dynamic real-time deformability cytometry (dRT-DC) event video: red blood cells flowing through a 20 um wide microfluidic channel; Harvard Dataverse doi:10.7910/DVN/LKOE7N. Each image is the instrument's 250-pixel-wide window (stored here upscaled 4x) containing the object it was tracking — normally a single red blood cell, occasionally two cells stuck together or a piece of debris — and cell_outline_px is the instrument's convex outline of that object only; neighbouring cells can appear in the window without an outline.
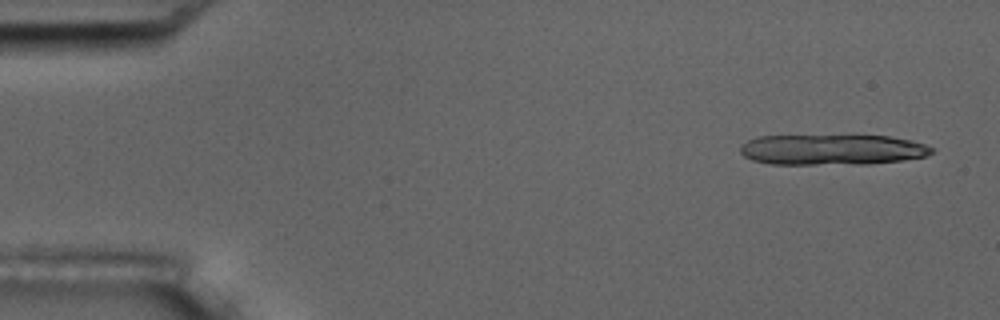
{"species": "common noctule bat (a hibernating species)", "species_latin": "Nyctalus noctula", "temperature_condition": "room temperature", "stored_images_in_passage": 4, "camera_frame_rate_fps": 3000, "um_per_image_px": 0.085, "animal": {"sex": "male", "body_mass_g": 17.5, "forearm_length_mm": 52.3}, "frame": {"image": 1, "passage_image": 1, "time_ms": 0.0, "image_size_px": [1000, 320], "cell_outline_px": [[932, 152], [928, 156], [900, 160], [868, 164], [772, 164], [752, 160], [744, 156], [740, 152], [740, 148], [748, 140], [756, 136], [888, 136], [912, 140], [924, 144], [932, 148]], "centroid_in_image_um": [70.72, 12.72], "position_along_channel_um": 14.3, "area_um2": 33.93}}